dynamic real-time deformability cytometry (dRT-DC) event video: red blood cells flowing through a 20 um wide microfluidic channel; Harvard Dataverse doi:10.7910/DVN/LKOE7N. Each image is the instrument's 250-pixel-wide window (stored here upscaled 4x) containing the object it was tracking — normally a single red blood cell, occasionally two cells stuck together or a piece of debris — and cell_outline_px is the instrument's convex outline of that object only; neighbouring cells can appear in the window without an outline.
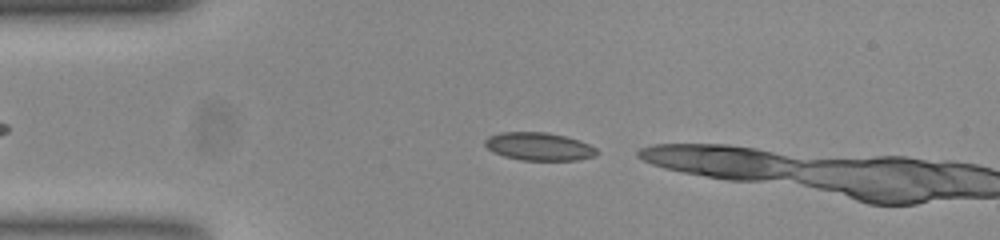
{"species": "common noctule bat (a hibernating species)", "species_latin": "Nyctalus noctula", "temperature_condition": "room temperature", "stored_images_in_passage": 4, "camera_frame_rate_fps": 3000, "um_per_image_px": 0.085, "animal": {"sex": "female", "body_mass_g": 23.0, "forearm_length_mm": 53.4}, "frame": {"image": 1, "passage_image": 2, "time_ms": 0.333, "image_size_px": [1000, 240], "cell_outline_px": [[600, 152], [596, 156], [576, 160], [520, 160], [504, 156], [492, 152], [484, 144], [484, 140], [488, 136], [504, 132], [548, 132], [580, 140], [596, 148]], "centroid_in_image_um": [45.82, 12.45], "position_along_channel_um": 39.2, "area_um2": 18.32}}